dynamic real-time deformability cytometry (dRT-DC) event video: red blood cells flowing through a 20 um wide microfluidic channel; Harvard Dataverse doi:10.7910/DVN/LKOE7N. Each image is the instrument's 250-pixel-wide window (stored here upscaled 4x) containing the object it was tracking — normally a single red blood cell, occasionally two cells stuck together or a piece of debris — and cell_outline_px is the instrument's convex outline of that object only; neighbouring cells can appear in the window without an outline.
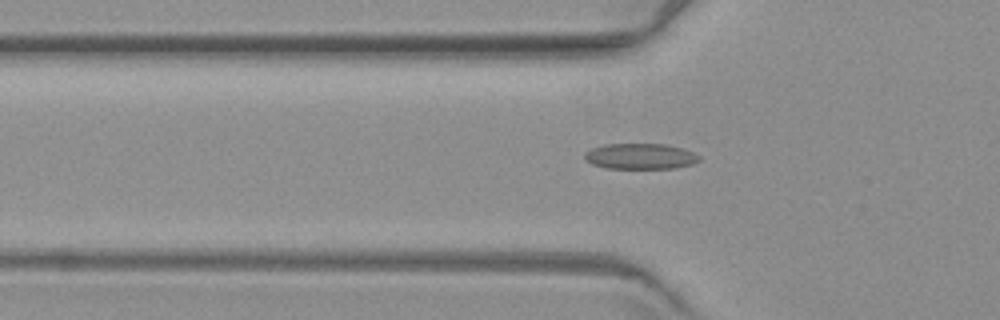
{"species": "common noctule bat (a hibernating species)", "species_latin": "Nyctalus noctula", "temperature_condition": "warm", "stored_images_in_passage": 4, "camera_frame_rate_fps": 3000, "um_per_image_px": 0.085, "animal": {"sex": "female", "body_mass_g": 19.3, "forearm_length_mm": 54.1}, "frame": {"image": 1, "passage_image": 4, "time_ms": 4.0, "image_size_px": [1000, 320], "cell_outline_px": [[700, 160], [692, 164], [676, 168], [604, 168], [592, 164], [584, 160], [584, 152], [592, 148], [604, 144], [664, 144], [680, 148], [692, 152], [700, 156]], "centroid_in_image_um": [54.38, 13.29], "position_along_channel_um": 71.4, "area_um2": 17.17}}